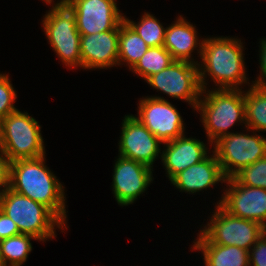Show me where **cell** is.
I'll return each instance as SVG.
<instances>
[{"label": "cell", "instance_id": "6da1fadb", "mask_svg": "<svg viewBox=\"0 0 266 266\" xmlns=\"http://www.w3.org/2000/svg\"><path fill=\"white\" fill-rule=\"evenodd\" d=\"M45 156L11 162L10 189L46 206L66 226L65 189L45 165Z\"/></svg>", "mask_w": 266, "mask_h": 266}, {"label": "cell", "instance_id": "7a4b0ae2", "mask_svg": "<svg viewBox=\"0 0 266 266\" xmlns=\"http://www.w3.org/2000/svg\"><path fill=\"white\" fill-rule=\"evenodd\" d=\"M242 44L243 42L235 37L221 36L203 40L200 58L202 64L198 63L202 90L207 89V75L216 83V89H240L242 84H250L247 83Z\"/></svg>", "mask_w": 266, "mask_h": 266}, {"label": "cell", "instance_id": "3957f363", "mask_svg": "<svg viewBox=\"0 0 266 266\" xmlns=\"http://www.w3.org/2000/svg\"><path fill=\"white\" fill-rule=\"evenodd\" d=\"M205 94V95H204ZM195 110L200 112L208 142L215 143L237 122L246 124L244 91L241 89L202 90ZM203 99V100H202Z\"/></svg>", "mask_w": 266, "mask_h": 266}, {"label": "cell", "instance_id": "277c9868", "mask_svg": "<svg viewBox=\"0 0 266 266\" xmlns=\"http://www.w3.org/2000/svg\"><path fill=\"white\" fill-rule=\"evenodd\" d=\"M0 210L15 222L20 233L32 235L37 241L55 238L57 228L67 229L46 206L11 189L0 196Z\"/></svg>", "mask_w": 266, "mask_h": 266}, {"label": "cell", "instance_id": "5b68a950", "mask_svg": "<svg viewBox=\"0 0 266 266\" xmlns=\"http://www.w3.org/2000/svg\"><path fill=\"white\" fill-rule=\"evenodd\" d=\"M215 208L210 222L197 234L194 244L231 245L249 251L266 231L257 222L230 214L220 204Z\"/></svg>", "mask_w": 266, "mask_h": 266}, {"label": "cell", "instance_id": "8992f818", "mask_svg": "<svg viewBox=\"0 0 266 266\" xmlns=\"http://www.w3.org/2000/svg\"><path fill=\"white\" fill-rule=\"evenodd\" d=\"M39 122L27 112L16 110L0 121L5 156L11 161L44 156L45 146Z\"/></svg>", "mask_w": 266, "mask_h": 266}, {"label": "cell", "instance_id": "52a82bcc", "mask_svg": "<svg viewBox=\"0 0 266 266\" xmlns=\"http://www.w3.org/2000/svg\"><path fill=\"white\" fill-rule=\"evenodd\" d=\"M43 18L46 38L63 64L70 68H82L81 35L73 11L65 3H56Z\"/></svg>", "mask_w": 266, "mask_h": 266}, {"label": "cell", "instance_id": "ba28073f", "mask_svg": "<svg viewBox=\"0 0 266 266\" xmlns=\"http://www.w3.org/2000/svg\"><path fill=\"white\" fill-rule=\"evenodd\" d=\"M213 147L226 178L266 156V138L254 131L253 135L229 133L218 139Z\"/></svg>", "mask_w": 266, "mask_h": 266}, {"label": "cell", "instance_id": "9c48e42d", "mask_svg": "<svg viewBox=\"0 0 266 266\" xmlns=\"http://www.w3.org/2000/svg\"><path fill=\"white\" fill-rule=\"evenodd\" d=\"M146 82L171 98L185 100L194 110L201 98L197 64L175 60L167 68L150 76Z\"/></svg>", "mask_w": 266, "mask_h": 266}, {"label": "cell", "instance_id": "30bf717a", "mask_svg": "<svg viewBox=\"0 0 266 266\" xmlns=\"http://www.w3.org/2000/svg\"><path fill=\"white\" fill-rule=\"evenodd\" d=\"M135 116L163 144L184 135V122L179 111L159 96L141 98Z\"/></svg>", "mask_w": 266, "mask_h": 266}, {"label": "cell", "instance_id": "8fae6325", "mask_svg": "<svg viewBox=\"0 0 266 266\" xmlns=\"http://www.w3.org/2000/svg\"><path fill=\"white\" fill-rule=\"evenodd\" d=\"M73 11L80 35L116 29L124 20L116 0H64Z\"/></svg>", "mask_w": 266, "mask_h": 266}, {"label": "cell", "instance_id": "7c38bea8", "mask_svg": "<svg viewBox=\"0 0 266 266\" xmlns=\"http://www.w3.org/2000/svg\"><path fill=\"white\" fill-rule=\"evenodd\" d=\"M227 187L217 202L230 214L261 224L266 229V189L240 184L226 178Z\"/></svg>", "mask_w": 266, "mask_h": 266}, {"label": "cell", "instance_id": "4fadbf2b", "mask_svg": "<svg viewBox=\"0 0 266 266\" xmlns=\"http://www.w3.org/2000/svg\"><path fill=\"white\" fill-rule=\"evenodd\" d=\"M119 155L153 169L163 144L134 115H125L119 141Z\"/></svg>", "mask_w": 266, "mask_h": 266}, {"label": "cell", "instance_id": "5bb4252c", "mask_svg": "<svg viewBox=\"0 0 266 266\" xmlns=\"http://www.w3.org/2000/svg\"><path fill=\"white\" fill-rule=\"evenodd\" d=\"M115 160L112 190L120 206L134 203L153 181L152 168L118 155Z\"/></svg>", "mask_w": 266, "mask_h": 266}, {"label": "cell", "instance_id": "9a60e30c", "mask_svg": "<svg viewBox=\"0 0 266 266\" xmlns=\"http://www.w3.org/2000/svg\"><path fill=\"white\" fill-rule=\"evenodd\" d=\"M120 25L114 29L91 35H81L82 69H107L118 65Z\"/></svg>", "mask_w": 266, "mask_h": 266}, {"label": "cell", "instance_id": "2e32d148", "mask_svg": "<svg viewBox=\"0 0 266 266\" xmlns=\"http://www.w3.org/2000/svg\"><path fill=\"white\" fill-rule=\"evenodd\" d=\"M164 147L166 148L162 151L160 159L170 181L186 168L197 164L208 156V150L203 141L192 137L187 138L185 134L164 143Z\"/></svg>", "mask_w": 266, "mask_h": 266}, {"label": "cell", "instance_id": "e0dca14e", "mask_svg": "<svg viewBox=\"0 0 266 266\" xmlns=\"http://www.w3.org/2000/svg\"><path fill=\"white\" fill-rule=\"evenodd\" d=\"M212 152L211 156L208 155L197 164L186 168L170 182L180 192H189V194L206 190L219 182L225 183L226 177L223 175L216 154Z\"/></svg>", "mask_w": 266, "mask_h": 266}, {"label": "cell", "instance_id": "ac0fdd59", "mask_svg": "<svg viewBox=\"0 0 266 266\" xmlns=\"http://www.w3.org/2000/svg\"><path fill=\"white\" fill-rule=\"evenodd\" d=\"M198 39L195 26L180 15L171 26L166 27L164 47L170 52L174 60L198 65V61L191 58L193 55L191 53L194 50H197L201 57L204 39Z\"/></svg>", "mask_w": 266, "mask_h": 266}, {"label": "cell", "instance_id": "d6986e66", "mask_svg": "<svg viewBox=\"0 0 266 266\" xmlns=\"http://www.w3.org/2000/svg\"><path fill=\"white\" fill-rule=\"evenodd\" d=\"M204 256L205 266H249V252L237 246L193 244Z\"/></svg>", "mask_w": 266, "mask_h": 266}, {"label": "cell", "instance_id": "ffe728a7", "mask_svg": "<svg viewBox=\"0 0 266 266\" xmlns=\"http://www.w3.org/2000/svg\"><path fill=\"white\" fill-rule=\"evenodd\" d=\"M245 127L249 131H266V85L251 84L244 91Z\"/></svg>", "mask_w": 266, "mask_h": 266}, {"label": "cell", "instance_id": "44dd1931", "mask_svg": "<svg viewBox=\"0 0 266 266\" xmlns=\"http://www.w3.org/2000/svg\"><path fill=\"white\" fill-rule=\"evenodd\" d=\"M148 48L145 41L123 20L119 30L118 65L126 63L131 70Z\"/></svg>", "mask_w": 266, "mask_h": 266}, {"label": "cell", "instance_id": "7402d4cb", "mask_svg": "<svg viewBox=\"0 0 266 266\" xmlns=\"http://www.w3.org/2000/svg\"><path fill=\"white\" fill-rule=\"evenodd\" d=\"M31 239L37 240L28 234H18L0 241L1 266H21L26 262L32 251Z\"/></svg>", "mask_w": 266, "mask_h": 266}, {"label": "cell", "instance_id": "603a6c76", "mask_svg": "<svg viewBox=\"0 0 266 266\" xmlns=\"http://www.w3.org/2000/svg\"><path fill=\"white\" fill-rule=\"evenodd\" d=\"M174 61L164 46L149 47L131 70L146 81L150 76L159 73Z\"/></svg>", "mask_w": 266, "mask_h": 266}, {"label": "cell", "instance_id": "cb8c5ba5", "mask_svg": "<svg viewBox=\"0 0 266 266\" xmlns=\"http://www.w3.org/2000/svg\"><path fill=\"white\" fill-rule=\"evenodd\" d=\"M124 20L136 31L149 47L164 46V26L155 16L144 13L139 22H134L124 16Z\"/></svg>", "mask_w": 266, "mask_h": 266}, {"label": "cell", "instance_id": "d4e9b609", "mask_svg": "<svg viewBox=\"0 0 266 266\" xmlns=\"http://www.w3.org/2000/svg\"><path fill=\"white\" fill-rule=\"evenodd\" d=\"M233 177L242 185L266 189V156L243 167Z\"/></svg>", "mask_w": 266, "mask_h": 266}, {"label": "cell", "instance_id": "484cf974", "mask_svg": "<svg viewBox=\"0 0 266 266\" xmlns=\"http://www.w3.org/2000/svg\"><path fill=\"white\" fill-rule=\"evenodd\" d=\"M17 94L7 74L0 73V121L8 114L16 111L14 106Z\"/></svg>", "mask_w": 266, "mask_h": 266}, {"label": "cell", "instance_id": "4316f807", "mask_svg": "<svg viewBox=\"0 0 266 266\" xmlns=\"http://www.w3.org/2000/svg\"><path fill=\"white\" fill-rule=\"evenodd\" d=\"M248 252L249 266H266V231Z\"/></svg>", "mask_w": 266, "mask_h": 266}, {"label": "cell", "instance_id": "83f0119b", "mask_svg": "<svg viewBox=\"0 0 266 266\" xmlns=\"http://www.w3.org/2000/svg\"><path fill=\"white\" fill-rule=\"evenodd\" d=\"M20 234L15 222L0 210V241Z\"/></svg>", "mask_w": 266, "mask_h": 266}, {"label": "cell", "instance_id": "f1b7e54d", "mask_svg": "<svg viewBox=\"0 0 266 266\" xmlns=\"http://www.w3.org/2000/svg\"><path fill=\"white\" fill-rule=\"evenodd\" d=\"M11 161L4 155L0 156V196L10 189Z\"/></svg>", "mask_w": 266, "mask_h": 266}, {"label": "cell", "instance_id": "f546056e", "mask_svg": "<svg viewBox=\"0 0 266 266\" xmlns=\"http://www.w3.org/2000/svg\"><path fill=\"white\" fill-rule=\"evenodd\" d=\"M260 75L257 77V80L252 81V84L255 85H266V38L261 39L260 41Z\"/></svg>", "mask_w": 266, "mask_h": 266}, {"label": "cell", "instance_id": "4dcf8cb0", "mask_svg": "<svg viewBox=\"0 0 266 266\" xmlns=\"http://www.w3.org/2000/svg\"><path fill=\"white\" fill-rule=\"evenodd\" d=\"M4 143H3V136H2V128L0 124V156H4Z\"/></svg>", "mask_w": 266, "mask_h": 266}, {"label": "cell", "instance_id": "1f68e13d", "mask_svg": "<svg viewBox=\"0 0 266 266\" xmlns=\"http://www.w3.org/2000/svg\"><path fill=\"white\" fill-rule=\"evenodd\" d=\"M42 1H44V2H46V4H52V2L54 3L55 1H53V0H42Z\"/></svg>", "mask_w": 266, "mask_h": 266}, {"label": "cell", "instance_id": "d6a6232c", "mask_svg": "<svg viewBox=\"0 0 266 266\" xmlns=\"http://www.w3.org/2000/svg\"><path fill=\"white\" fill-rule=\"evenodd\" d=\"M57 3H64V0H60V1H58Z\"/></svg>", "mask_w": 266, "mask_h": 266}]
</instances>
